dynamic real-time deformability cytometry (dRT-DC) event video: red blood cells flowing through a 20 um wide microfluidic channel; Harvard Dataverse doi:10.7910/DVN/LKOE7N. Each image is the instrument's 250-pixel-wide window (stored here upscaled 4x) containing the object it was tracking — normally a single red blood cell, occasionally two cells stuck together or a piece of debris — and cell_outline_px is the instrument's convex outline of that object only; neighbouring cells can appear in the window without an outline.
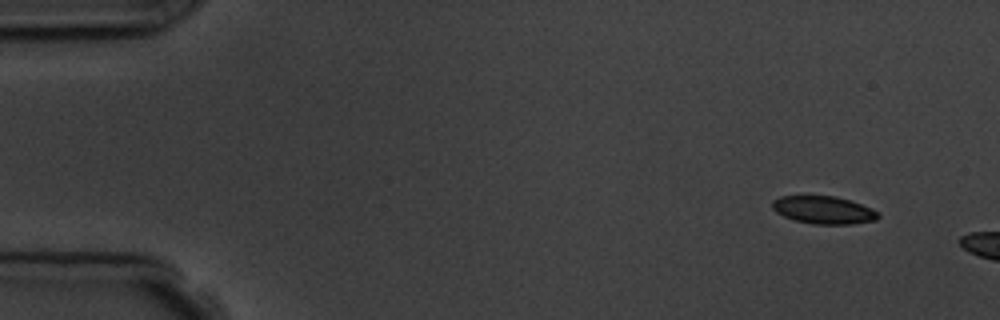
{"species": "common noctule bat (a hibernating species)", "species_latin": "Nyctalus noctula", "temperature_condition": "room temperature", "stored_images_in_passage": 3, "camera_frame_rate_fps": 3000, "um_per_image_px": 0.085, "animal": {"sex": "male", "body_mass_g": 19.5, "forearm_length_mm": 54.6}, "frame": {"image": 1, "passage_image": 1, "time_ms": 0.0, "image_size_px": [1000, 320], "cell_outline_px": [[880, 216], [876, 220], [852, 224], [816, 224], [796, 220], [784, 216], [776, 212], [772, 208], [772, 200], [780, 196], [836, 196], [872, 208], [880, 212]], "centroid_in_image_um": [70.02, 17.85], "position_along_channel_um": 15.0, "area_um2": 17.05}}